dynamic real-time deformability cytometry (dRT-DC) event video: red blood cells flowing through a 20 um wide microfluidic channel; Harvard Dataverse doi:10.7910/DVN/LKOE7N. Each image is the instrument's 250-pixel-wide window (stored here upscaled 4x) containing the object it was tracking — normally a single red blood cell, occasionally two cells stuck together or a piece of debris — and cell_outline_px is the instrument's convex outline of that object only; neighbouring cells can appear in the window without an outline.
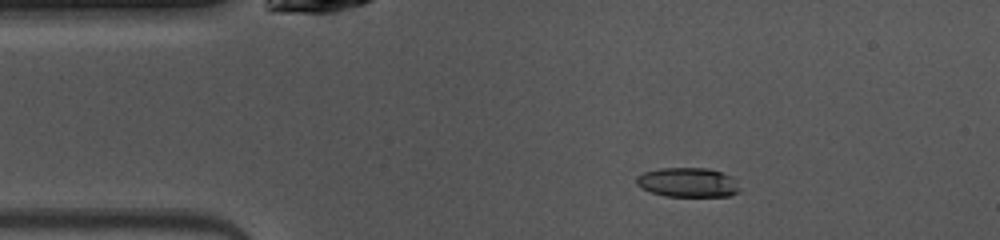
{"species": "common noctule bat (a hibernating species)", "species_latin": "Nyctalus noctula", "temperature_condition": "warm", "stored_images_in_passage": 47, "camera_frame_rate_fps": 3000, "um_per_image_px": 0.085, "animal": {"sex": "female", "body_mass_g": 10.0, "forearm_length_mm": 53.1}, "frame": {"image": 1, "passage_image": 7, "time_ms": 2.0, "image_size_px": [1000, 240], "cell_outline_px": [[740, 192], [728, 196], [664, 196], [652, 192], [636, 184], [636, 176], [644, 172], [660, 168], [708, 168], [732, 176], [736, 180], [740, 188]], "centroid_in_image_um": [58.5, 15.5], "position_along_channel_um": 26.5, "area_um2": 17.74}}
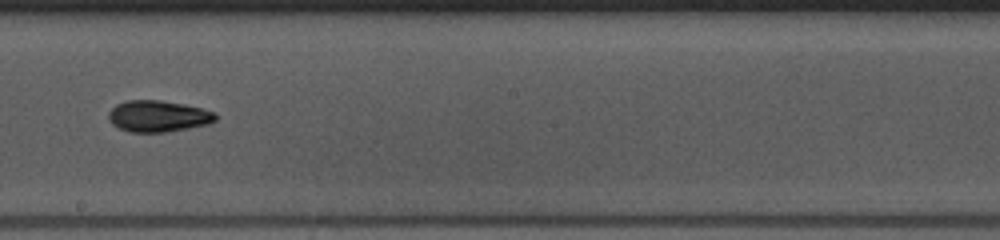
{"frame": {"image": 2, "passage_image": 25, "time_ms": 8.0, "image_size_px": [1000, 240], "cell_outline_px": [[216, 120], [208, 124], [188, 128], [164, 132], [128, 132], [112, 124], [108, 120], [108, 112], [116, 104], [128, 100], [160, 100], [184, 104], [216, 112]], "centroid_in_image_um": [13.42, 9.87], "position_along_channel_um": 234.8, "area_um2": 19.59}}
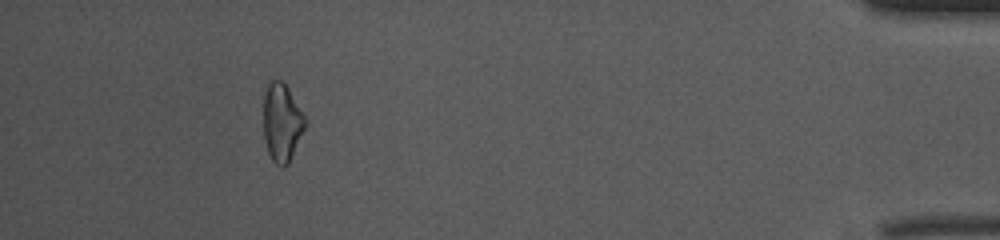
{"frame": {"image": 3, "passage_image": 43, "time_ms": 14.0, "image_size_px": [1000, 240], "cell_outline_px": [[304, 128], [288, 164], [276, 164], [272, 160], [268, 152], [264, 136], [264, 92], [268, 80], [280, 80], [288, 88], [304, 116]], "centroid_in_image_um": [23.92, 10.37], "position_along_channel_um": 411.3, "area_um2": 18.38}, "authors_computed_cell_mechanics": {"area_um2": 18.7272, "velocity_mm_per_s": 4.0878, "shape_relaxation_time_tau1_ms": 3.386, "shape_relaxation_time_tau2_ms": 5.7737, "deformation_change_tau1": 0.1361, "deformation_change_tau2": 0.0916}}